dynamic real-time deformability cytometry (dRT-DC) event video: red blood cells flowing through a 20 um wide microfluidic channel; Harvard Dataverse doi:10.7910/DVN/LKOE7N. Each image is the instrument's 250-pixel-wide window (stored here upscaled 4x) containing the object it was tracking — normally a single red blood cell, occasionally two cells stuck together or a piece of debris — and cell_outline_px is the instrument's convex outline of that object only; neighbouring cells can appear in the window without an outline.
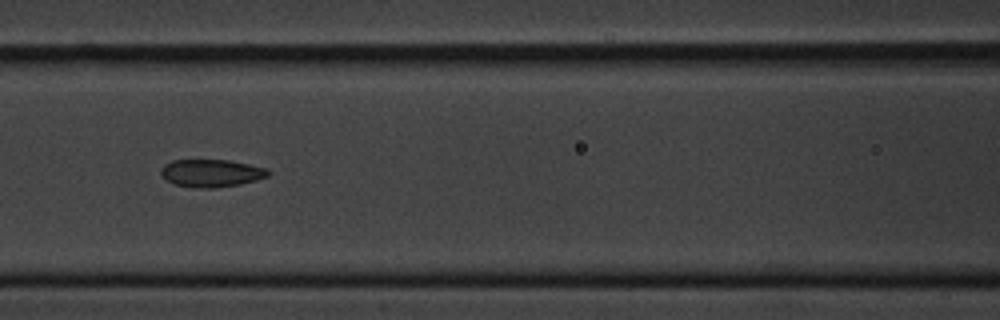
{"species": "common noctule bat (a hibernating species)", "species_latin": "Nyctalus noctula", "temperature_condition": "cold", "stored_images_in_passage": 9, "camera_frame_rate_fps": 3000, "um_per_image_px": 0.085, "animal": {"sex": "male", "body_mass_g": 20.1, "forearm_length_mm": 53.5}, "frame": {"image": 1, "passage_image": 6, "time_ms": 6.667, "image_size_px": [1000, 320], "cell_outline_px": [[272, 172], [268, 176], [256, 180], [240, 184], [216, 188], [192, 188], [176, 184], [168, 180], [160, 172], [160, 168], [164, 164], [172, 160], [228, 160], [268, 168]], "centroid_in_image_um": [17.99, 14.71], "position_along_channel_um": 148.6, "area_um2": 17.34}}
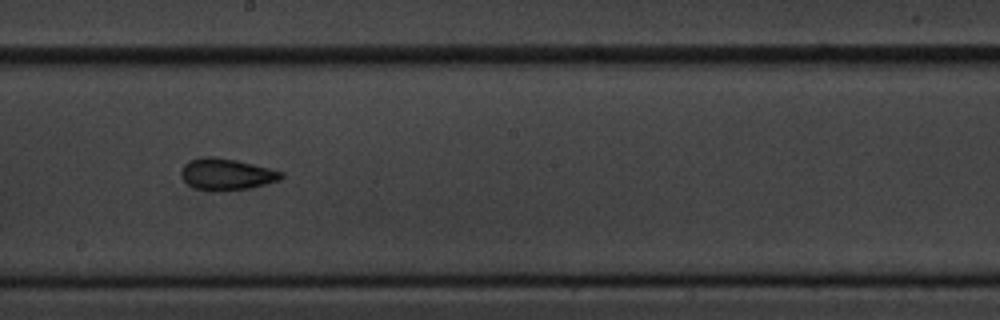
{"frame": {"image": 2, "passage_image": 8, "time_ms": 9.0, "image_size_px": [1000, 320], "cell_outline_px": [[284, 176], [280, 180], [252, 188], [220, 192], [212, 192], [196, 188], [188, 184], [180, 176], [180, 172], [184, 164], [192, 160], [208, 156], [212, 156], [236, 160], [284, 172]], "centroid_in_image_um": [19.26, 14.84], "position_along_channel_um": 228.9, "area_um2": 18.55}}
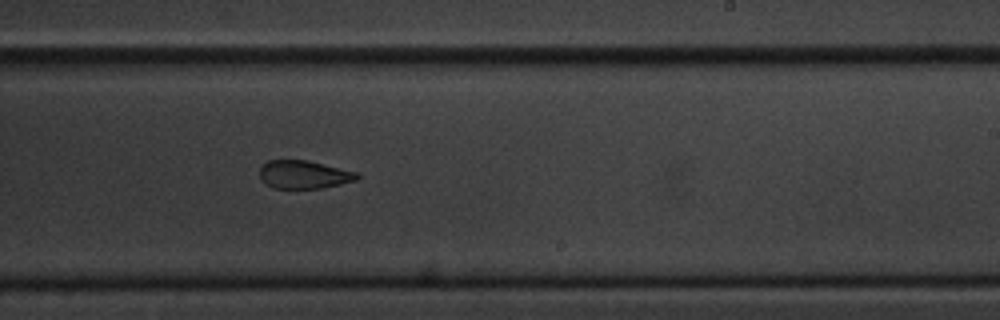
{"frame": {"image": 3, "passage_image": 9, "time_ms": 10.0, "image_size_px": [1000, 320], "cell_outline_px": [[360, 176], [356, 180], [340, 184], [320, 188], [276, 188], [260, 180], [260, 168], [268, 160], [308, 160], [356, 172]], "centroid_in_image_um": [25.82, 14.83], "position_along_channel_um": 263.2, "area_um2": 15.78}}